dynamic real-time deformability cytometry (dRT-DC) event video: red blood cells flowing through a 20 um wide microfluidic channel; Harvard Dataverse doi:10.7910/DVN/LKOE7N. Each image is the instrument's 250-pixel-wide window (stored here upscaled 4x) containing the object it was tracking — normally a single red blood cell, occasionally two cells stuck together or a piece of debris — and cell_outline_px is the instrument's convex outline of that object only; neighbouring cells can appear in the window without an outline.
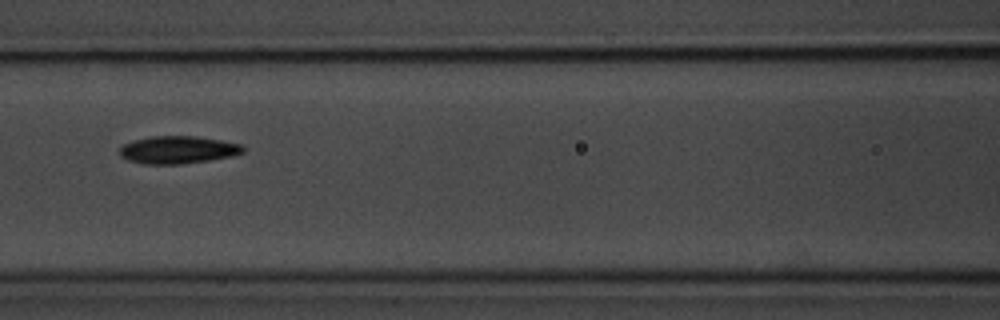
{"species": "common noctule bat (a hibernating species)", "species_latin": "Nyctalus noctula", "temperature_condition": "room temperature", "stored_images_in_passage": 5, "camera_frame_rate_fps": 3000, "um_per_image_px": 0.085, "animal": {"sex": "male", "body_mass_g": 20.1, "forearm_length_mm": 53.5}, "frame": {"image": 1, "passage_image": 5, "time_ms": 4.667, "image_size_px": [1000, 320], "cell_outline_px": [[244, 152], [232, 156], [208, 160], [180, 164], [144, 164], [128, 160], [120, 156], [120, 148], [124, 144], [132, 140], [152, 136], [196, 136], [220, 140], [240, 144], [244, 148]], "centroid_in_image_um": [15.1, 12.73], "position_along_channel_um": 151.5, "area_um2": 19.77}}